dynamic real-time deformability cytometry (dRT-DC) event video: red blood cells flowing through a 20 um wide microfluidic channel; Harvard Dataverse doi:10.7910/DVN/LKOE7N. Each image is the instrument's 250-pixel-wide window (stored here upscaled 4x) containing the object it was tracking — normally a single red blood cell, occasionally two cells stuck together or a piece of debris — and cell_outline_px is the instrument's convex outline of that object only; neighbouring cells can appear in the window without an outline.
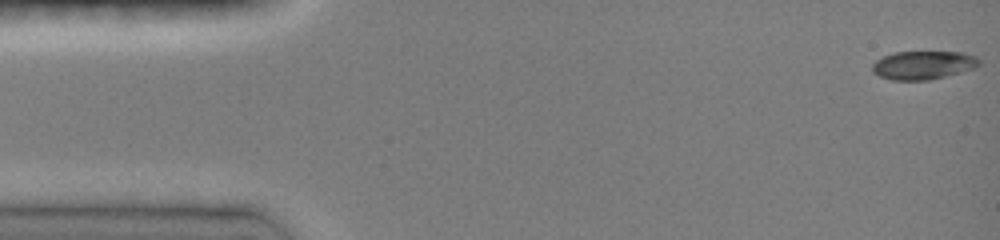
{"species": "common noctule bat (a hibernating species)", "species_latin": "Nyctalus noctula", "temperature_condition": "room temperature", "stored_images_in_passage": 44, "camera_frame_rate_fps": 3000, "um_per_image_px": 0.085, "animal": {"sex": "female", "body_mass_g": 19.0, "forearm_length_mm": 51.5}, "frame": {"image": 1, "passage_image": 1, "time_ms": 0.0, "image_size_px": [1000, 240], "cell_outline_px": [[980, 64], [972, 68], [960, 72], [928, 80], [892, 80], [880, 76], [872, 72], [872, 64], [876, 60], [884, 56], [896, 52], [964, 52], [976, 56], [980, 60]], "centroid_in_image_um": [78.46, 5.53], "position_along_channel_um": 6.5, "area_um2": 17.57}}
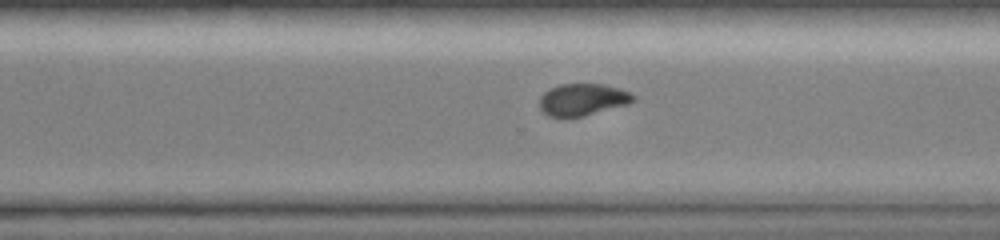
{"frame": {"image": 2, "passage_image": 25, "time_ms": 10.667, "image_size_px": [1000, 240], "cell_outline_px": [[636, 100], [628, 104], [584, 116], [560, 120], [548, 116], [540, 108], [540, 96], [544, 92], [560, 84], [604, 84], [620, 88], [632, 92], [636, 96]], "centroid_in_image_um": [49.53, 8.49], "position_along_channel_um": 321.1, "area_um2": 17.98}}
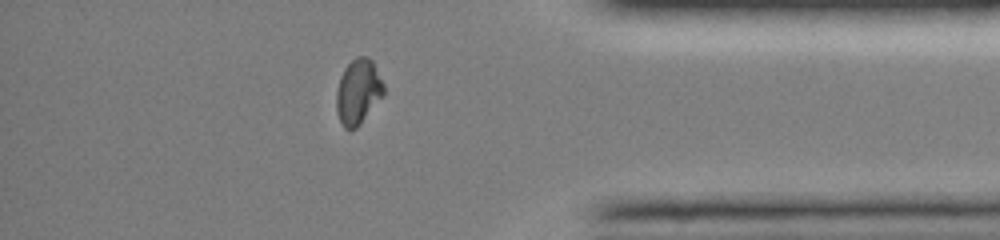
{"frame": {"image": 3, "passage_image": 34, "time_ms": 13.0, "image_size_px": [1000, 240], "cell_outline_px": [[384, 96], [360, 124], [356, 128], [344, 128], [340, 120], [336, 108], [336, 92], [340, 76], [344, 68], [356, 56], [368, 56], [372, 60], [384, 84]], "centroid_in_image_um": [30.45, 7.77], "position_along_channel_um": 404.7, "area_um2": 18.03}, "authors_computed_cell_mechanics": {"area_um2": 18.3226, "velocity_mm_per_s": 4.1176, "shape_relaxation_time_tau1_ms": 6.4045, "shape_relaxation_time_tau2_ms": null, "deformation_change_tau1": 0.1788, "deformation_change_tau2": null}}